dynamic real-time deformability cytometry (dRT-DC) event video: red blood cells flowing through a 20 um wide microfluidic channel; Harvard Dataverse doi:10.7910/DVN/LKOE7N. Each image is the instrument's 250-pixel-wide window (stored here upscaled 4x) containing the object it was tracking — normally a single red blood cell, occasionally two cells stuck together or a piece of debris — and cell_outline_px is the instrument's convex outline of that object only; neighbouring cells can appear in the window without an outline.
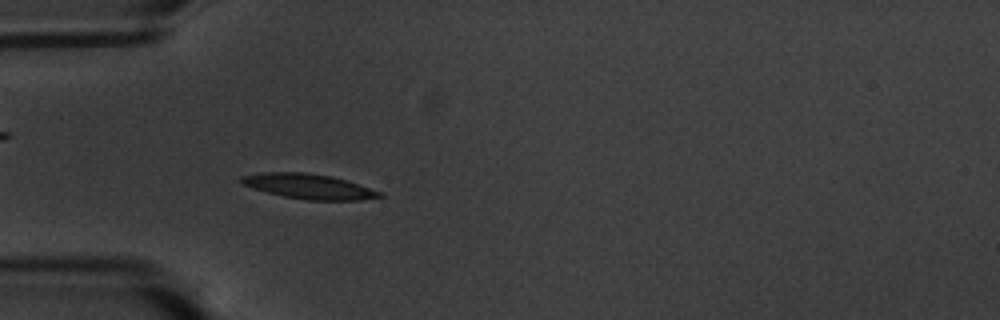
{"species": "common noctule bat (a hibernating species)", "species_latin": "Nyctalus noctula", "temperature_condition": "warm", "stored_images_in_passage": 57, "camera_frame_rate_fps": 3000, "um_per_image_px": 0.085, "animal": {"sex": "male", "body_mass_g": 20.1, "forearm_length_mm": 53.5}, "frame": {"image": 1, "passage_image": 17, "time_ms": 5.333, "image_size_px": [1000, 320], "cell_outline_px": [[384, 196], [360, 200], [308, 200], [284, 196], [252, 188], [244, 184], [240, 180], [240, 176], [264, 172], [304, 172], [332, 176], [380, 192]], "centroid_in_image_um": [26.21, 15.84], "position_along_channel_um": 58.8, "area_um2": 19.71}}
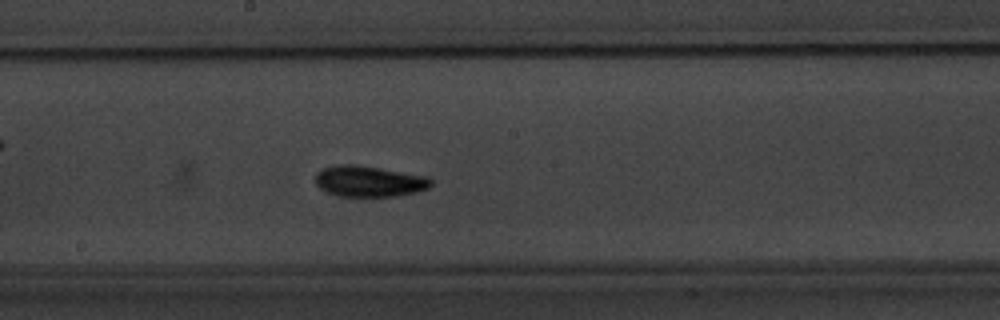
{"frame": {"image": 2, "passage_image": 31, "time_ms": 10.0, "image_size_px": [1000, 320], "cell_outline_px": [[432, 184], [428, 188], [416, 192], [396, 196], [340, 196], [328, 192], [320, 188], [316, 184], [316, 172], [320, 168], [340, 164], [352, 164], [428, 176], [432, 180]], "centroid_in_image_um": [31.36, 15.4], "position_along_channel_um": 216.8, "area_um2": 20.75}}
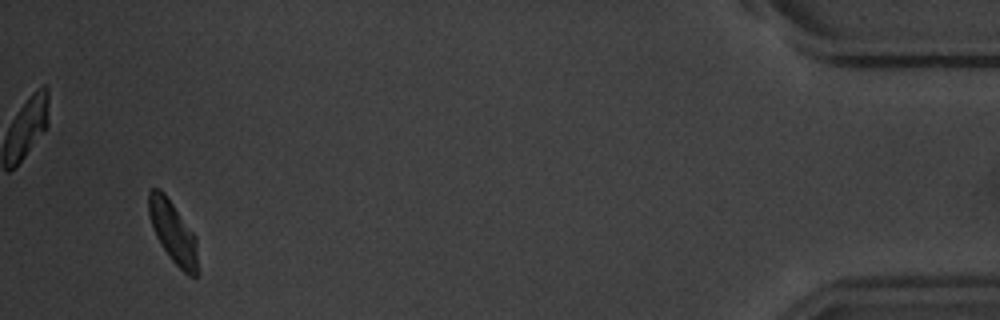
{"frame": {"image": 3, "passage_image": 55, "time_ms": 18.0, "image_size_px": [1000, 320], "cell_outline_px": [[196, 276], [188, 276], [168, 256], [160, 244], [156, 236], [148, 212], [148, 192], [152, 188], [160, 188], [164, 192], [196, 236]], "centroid_in_image_um": [14.67, 19.68], "position_along_channel_um": 420.5, "area_um2": 17.4}, "authors_computed_cell_mechanics": {"area_um2": 18.9006, "velocity_mm_per_s": 3.466, "shape_relaxation_time_tau1_ms": 3.1381, "shape_relaxation_time_tau2_ms": null, "deformation_change_tau1": 0.132, "deformation_change_tau2": null}}